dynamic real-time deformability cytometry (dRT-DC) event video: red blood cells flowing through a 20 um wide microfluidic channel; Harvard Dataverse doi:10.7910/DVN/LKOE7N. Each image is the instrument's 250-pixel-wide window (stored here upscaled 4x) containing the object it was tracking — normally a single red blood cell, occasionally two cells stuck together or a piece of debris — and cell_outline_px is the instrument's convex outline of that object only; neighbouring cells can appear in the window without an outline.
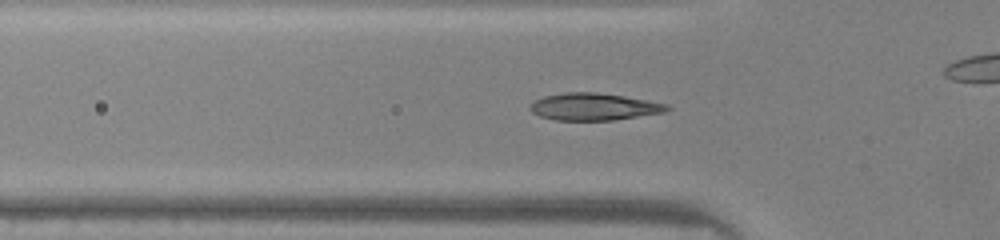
{"species": "common noctule bat (a hibernating species)", "species_latin": "Nyctalus noctula", "temperature_condition": "warm", "stored_images_in_passage": 44, "camera_frame_rate_fps": 3000, "um_per_image_px": 0.085, "animal": {"sex": "male", "body_mass_g": 20.0, "forearm_length_mm": 53.3}, "frame": {"image": 1, "passage_image": 10, "time_ms": 3.0, "image_size_px": [1000, 240], "cell_outline_px": [[672, 108], [664, 112], [612, 120], [556, 120], [540, 116], [532, 112], [528, 108], [528, 104], [544, 96], [568, 92], [596, 92], [624, 96], [668, 104]], "centroid_in_image_um": [50.46, 9.07], "position_along_channel_um": 75.3, "area_um2": 21.56}}
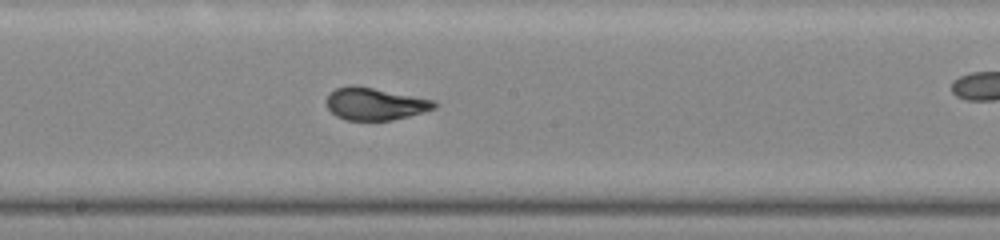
{"frame": {"image": 2, "passage_image": 20, "time_ms": 6.333, "image_size_px": [1000, 240], "cell_outline_px": [[440, 104], [436, 108], [408, 116], [392, 120], [344, 120], [336, 116], [328, 108], [324, 100], [336, 88], [348, 84], [352, 84], [436, 100]], "centroid_in_image_um": [31.87, 8.82], "position_along_channel_um": 216.3, "area_um2": 20.46}}
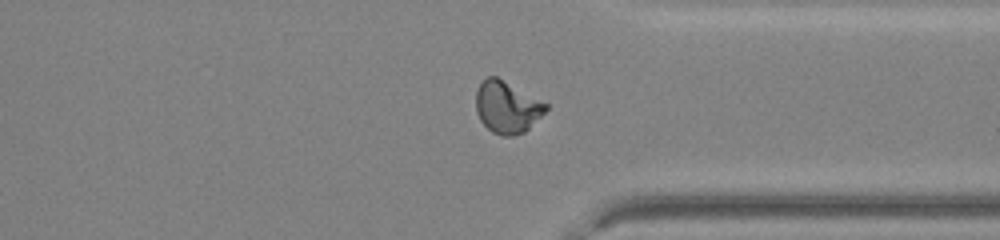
{"frame": {"image": 3, "passage_image": 31, "time_ms": 10.0, "image_size_px": [1000, 240], "cell_outline_px": [[548, 108], [524, 132], [512, 136], [500, 136], [492, 132], [480, 120], [476, 112], [476, 92], [480, 84], [488, 76], [496, 76], [548, 104]], "centroid_in_image_um": [43.07, 9.11], "position_along_channel_um": 368.3, "area_um2": 20.87}}